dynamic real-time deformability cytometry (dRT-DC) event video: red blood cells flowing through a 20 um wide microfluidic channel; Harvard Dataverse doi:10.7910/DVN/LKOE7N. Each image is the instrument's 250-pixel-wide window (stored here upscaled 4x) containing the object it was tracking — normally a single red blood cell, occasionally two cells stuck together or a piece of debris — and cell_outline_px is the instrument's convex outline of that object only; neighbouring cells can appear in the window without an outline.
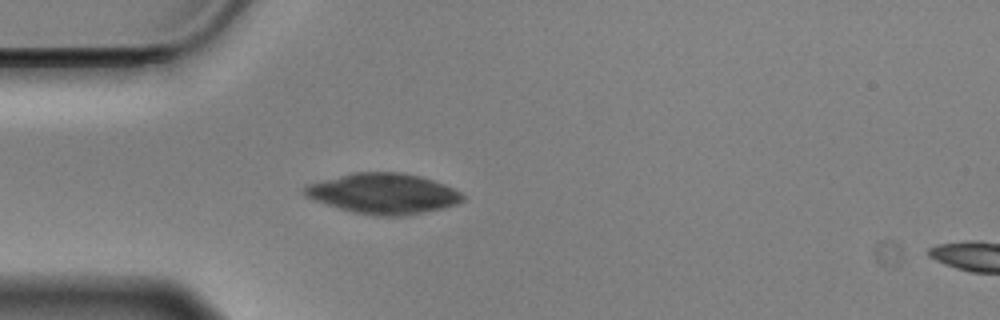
{"species": "Egyptian fruit bat (a non-hibernating species)", "species_latin": "Rousettus aegyptiacus", "temperature_condition": "cold", "stored_images_in_passage": 38, "camera_frame_rate_fps": 3000, "um_per_image_px": 0.085, "animal": {"sex": "male"}, "frame": {"image": 1, "passage_image": 1, "time_ms": 0.0, "image_size_px": [1000, 320], "cell_outline_px": [[464, 200], [456, 204], [444, 208], [404, 216], [372, 216], [352, 212], [304, 196], [300, 192], [308, 184], [352, 172], [400, 172], [420, 176], [456, 188], [464, 196]], "centroid_in_image_um": [32.6, 16.45], "position_along_channel_um": 52.4, "area_um2": 37.34}}
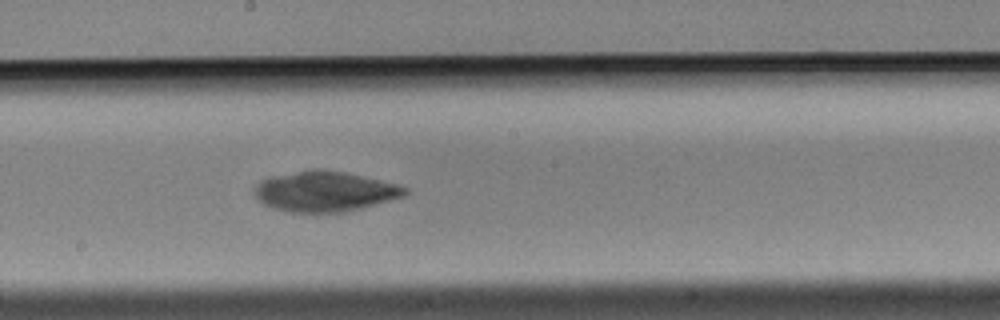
{"frame": {"image": 2, "passage_image": 16, "time_ms": 5.0, "image_size_px": [1000, 320], "cell_outline_px": [[408, 192], [404, 196], [360, 208], [344, 212], [288, 212], [272, 208], [264, 204], [256, 196], [252, 188], [260, 180], [272, 176], [316, 168], [320, 168], [344, 172], [400, 184], [408, 188]], "centroid_in_image_um": [27.59, 16.26], "position_along_channel_um": 220.6, "area_um2": 35.32}}
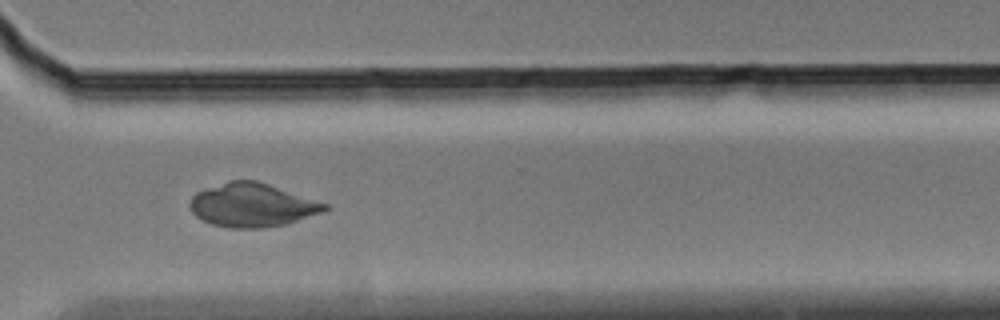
{"frame": {"image": 3, "passage_image": 27, "time_ms": 8.667, "image_size_px": [1000, 320], "cell_outline_px": [[332, 208], [324, 212], [288, 224], [264, 228], [228, 228], [212, 224], [196, 216], [192, 212], [188, 204], [192, 196], [196, 192], [204, 188], [228, 180], [256, 180], [328, 204]], "centroid_in_image_um": [21.44, 17.44], "position_along_channel_um": 349.2, "area_um2": 34.56}}